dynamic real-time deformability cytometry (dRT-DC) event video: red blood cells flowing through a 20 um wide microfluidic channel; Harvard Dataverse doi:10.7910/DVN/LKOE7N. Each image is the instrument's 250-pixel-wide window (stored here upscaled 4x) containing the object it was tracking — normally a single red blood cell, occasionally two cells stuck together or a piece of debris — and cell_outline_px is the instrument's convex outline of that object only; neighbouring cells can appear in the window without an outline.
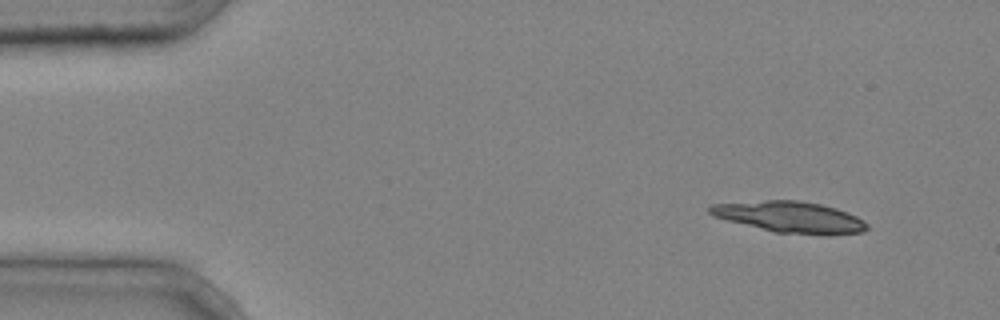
{"species": "common noctule bat (a hibernating species)", "species_latin": "Nyctalus noctula", "temperature_condition": "cold", "stored_images_in_passage": 4, "camera_frame_rate_fps": 3000, "um_per_image_px": 0.085, "animal": {"sex": "male", "body_mass_g": 20.4}, "frame": {"image": 1, "passage_image": 1, "time_ms": 0.0, "image_size_px": [1000, 320], "cell_outline_px": [[868, 228], [864, 232], [776, 232], [712, 216], [708, 212], [708, 208], [712, 204], [764, 200], [800, 200], [820, 204], [836, 208], [848, 212], [864, 220], [868, 224]], "centroid_in_image_um": [67.09, 18.39], "position_along_channel_um": 17.9, "area_um2": 27.46}}
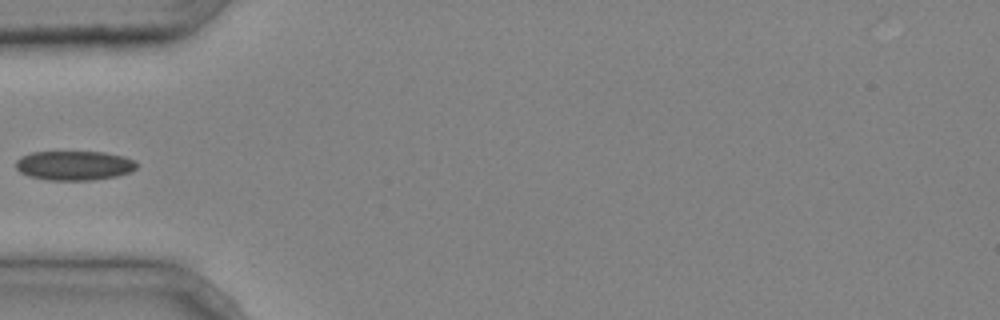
{"frame": {"image": 2, "passage_image": 4, "time_ms": 1.0, "image_size_px": [1000, 320], "cell_outline_px": [[136, 168], [132, 172], [116, 176], [92, 180], [48, 180], [28, 176], [20, 172], [16, 168], [16, 160], [20, 156], [32, 152], [104, 152], [124, 156], [136, 160]], "centroid_in_image_um": [6.31, 14.06], "position_along_channel_um": 78.7, "area_um2": 20.87}}